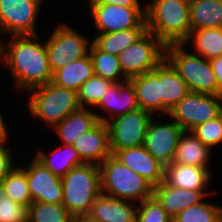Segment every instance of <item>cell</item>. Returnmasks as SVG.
I'll return each mask as SVG.
<instances>
[{"mask_svg":"<svg viewBox=\"0 0 222 222\" xmlns=\"http://www.w3.org/2000/svg\"><path fill=\"white\" fill-rule=\"evenodd\" d=\"M1 35H0V63H1V55H2V39H1Z\"/></svg>","mask_w":222,"mask_h":222,"instance_id":"7bdbcfd3","label":"cell"},{"mask_svg":"<svg viewBox=\"0 0 222 222\" xmlns=\"http://www.w3.org/2000/svg\"><path fill=\"white\" fill-rule=\"evenodd\" d=\"M95 108L100 110L99 113L95 111L98 121L104 123L117 116L139 109L132 84L129 81L112 83ZM102 110H104L106 116L102 115Z\"/></svg>","mask_w":222,"mask_h":222,"instance_id":"9a60e30c","label":"cell"},{"mask_svg":"<svg viewBox=\"0 0 222 222\" xmlns=\"http://www.w3.org/2000/svg\"><path fill=\"white\" fill-rule=\"evenodd\" d=\"M191 133L208 148L213 150L222 143V113L191 130Z\"/></svg>","mask_w":222,"mask_h":222,"instance_id":"e575fe53","label":"cell"},{"mask_svg":"<svg viewBox=\"0 0 222 222\" xmlns=\"http://www.w3.org/2000/svg\"><path fill=\"white\" fill-rule=\"evenodd\" d=\"M28 222H74L63 204L34 202L28 207Z\"/></svg>","mask_w":222,"mask_h":222,"instance_id":"1f68e13d","label":"cell"},{"mask_svg":"<svg viewBox=\"0 0 222 222\" xmlns=\"http://www.w3.org/2000/svg\"><path fill=\"white\" fill-rule=\"evenodd\" d=\"M222 206L202 201L189 206L172 219V222H221Z\"/></svg>","mask_w":222,"mask_h":222,"instance_id":"d6a6232c","label":"cell"},{"mask_svg":"<svg viewBox=\"0 0 222 222\" xmlns=\"http://www.w3.org/2000/svg\"><path fill=\"white\" fill-rule=\"evenodd\" d=\"M211 171V168L171 162L165 167L164 181L176 188L207 191L211 182Z\"/></svg>","mask_w":222,"mask_h":222,"instance_id":"44dd1931","label":"cell"},{"mask_svg":"<svg viewBox=\"0 0 222 222\" xmlns=\"http://www.w3.org/2000/svg\"><path fill=\"white\" fill-rule=\"evenodd\" d=\"M27 107L33 119H38L48 128H54L68 115L77 111L80 105L77 92L57 86L52 82L28 90Z\"/></svg>","mask_w":222,"mask_h":222,"instance_id":"3957f363","label":"cell"},{"mask_svg":"<svg viewBox=\"0 0 222 222\" xmlns=\"http://www.w3.org/2000/svg\"><path fill=\"white\" fill-rule=\"evenodd\" d=\"M190 0H150L145 4L147 31L165 46L183 44L191 33Z\"/></svg>","mask_w":222,"mask_h":222,"instance_id":"7a4b0ae2","label":"cell"},{"mask_svg":"<svg viewBox=\"0 0 222 222\" xmlns=\"http://www.w3.org/2000/svg\"><path fill=\"white\" fill-rule=\"evenodd\" d=\"M52 31L50 37L44 41L52 73L69 62L81 59L89 54L92 40L89 42V37L81 35L66 22L65 24L60 23Z\"/></svg>","mask_w":222,"mask_h":222,"instance_id":"52a82bcc","label":"cell"},{"mask_svg":"<svg viewBox=\"0 0 222 222\" xmlns=\"http://www.w3.org/2000/svg\"><path fill=\"white\" fill-rule=\"evenodd\" d=\"M98 34L112 33L133 28H147L145 5L124 7L114 4H88Z\"/></svg>","mask_w":222,"mask_h":222,"instance_id":"8fae6325","label":"cell"},{"mask_svg":"<svg viewBox=\"0 0 222 222\" xmlns=\"http://www.w3.org/2000/svg\"><path fill=\"white\" fill-rule=\"evenodd\" d=\"M136 205L101 193L86 216L96 222H136Z\"/></svg>","mask_w":222,"mask_h":222,"instance_id":"d6986e66","label":"cell"},{"mask_svg":"<svg viewBox=\"0 0 222 222\" xmlns=\"http://www.w3.org/2000/svg\"><path fill=\"white\" fill-rule=\"evenodd\" d=\"M63 205L75 218L86 216L101 194L99 165L84 163L71 169L62 178Z\"/></svg>","mask_w":222,"mask_h":222,"instance_id":"277c9868","label":"cell"},{"mask_svg":"<svg viewBox=\"0 0 222 222\" xmlns=\"http://www.w3.org/2000/svg\"><path fill=\"white\" fill-rule=\"evenodd\" d=\"M147 32V28H133L106 34H97L92 42L105 53L118 56Z\"/></svg>","mask_w":222,"mask_h":222,"instance_id":"f1b7e54d","label":"cell"},{"mask_svg":"<svg viewBox=\"0 0 222 222\" xmlns=\"http://www.w3.org/2000/svg\"><path fill=\"white\" fill-rule=\"evenodd\" d=\"M113 82L97 75L86 80L77 91V100L81 108L93 109L101 100Z\"/></svg>","mask_w":222,"mask_h":222,"instance_id":"836d02e7","label":"cell"},{"mask_svg":"<svg viewBox=\"0 0 222 222\" xmlns=\"http://www.w3.org/2000/svg\"><path fill=\"white\" fill-rule=\"evenodd\" d=\"M165 47L155 35L147 31L118 54L123 75L130 79L152 71L165 59Z\"/></svg>","mask_w":222,"mask_h":222,"instance_id":"ba28073f","label":"cell"},{"mask_svg":"<svg viewBox=\"0 0 222 222\" xmlns=\"http://www.w3.org/2000/svg\"><path fill=\"white\" fill-rule=\"evenodd\" d=\"M88 4H114L124 7H142L139 0H89Z\"/></svg>","mask_w":222,"mask_h":222,"instance_id":"ab89813d","label":"cell"},{"mask_svg":"<svg viewBox=\"0 0 222 222\" xmlns=\"http://www.w3.org/2000/svg\"><path fill=\"white\" fill-rule=\"evenodd\" d=\"M217 81V95H222V55L209 60Z\"/></svg>","mask_w":222,"mask_h":222,"instance_id":"f35d334b","label":"cell"},{"mask_svg":"<svg viewBox=\"0 0 222 222\" xmlns=\"http://www.w3.org/2000/svg\"><path fill=\"white\" fill-rule=\"evenodd\" d=\"M12 153L10 147L0 146V182L16 165L14 162L15 158L13 157L14 154L12 155Z\"/></svg>","mask_w":222,"mask_h":222,"instance_id":"74e56055","label":"cell"},{"mask_svg":"<svg viewBox=\"0 0 222 222\" xmlns=\"http://www.w3.org/2000/svg\"><path fill=\"white\" fill-rule=\"evenodd\" d=\"M22 166L16 163L0 183L5 190L6 197L17 204L29 207L32 203V197L28 188L26 170Z\"/></svg>","mask_w":222,"mask_h":222,"instance_id":"f546056e","label":"cell"},{"mask_svg":"<svg viewBox=\"0 0 222 222\" xmlns=\"http://www.w3.org/2000/svg\"><path fill=\"white\" fill-rule=\"evenodd\" d=\"M222 113V97L189 92L168 113L184 131H191L198 125L214 119Z\"/></svg>","mask_w":222,"mask_h":222,"instance_id":"9c48e42d","label":"cell"},{"mask_svg":"<svg viewBox=\"0 0 222 222\" xmlns=\"http://www.w3.org/2000/svg\"><path fill=\"white\" fill-rule=\"evenodd\" d=\"M153 117L150 112L139 108L109 120L106 124L112 155L118 150L143 145L148 125Z\"/></svg>","mask_w":222,"mask_h":222,"instance_id":"7c38bea8","label":"cell"},{"mask_svg":"<svg viewBox=\"0 0 222 222\" xmlns=\"http://www.w3.org/2000/svg\"><path fill=\"white\" fill-rule=\"evenodd\" d=\"M99 168L101 193L137 203L152 197L153 186L113 155L106 158Z\"/></svg>","mask_w":222,"mask_h":222,"instance_id":"5b68a950","label":"cell"},{"mask_svg":"<svg viewBox=\"0 0 222 222\" xmlns=\"http://www.w3.org/2000/svg\"><path fill=\"white\" fill-rule=\"evenodd\" d=\"M165 60L185 81L190 92L217 95V81L209 60L186 50V45L165 47Z\"/></svg>","mask_w":222,"mask_h":222,"instance_id":"8992f818","label":"cell"},{"mask_svg":"<svg viewBox=\"0 0 222 222\" xmlns=\"http://www.w3.org/2000/svg\"><path fill=\"white\" fill-rule=\"evenodd\" d=\"M6 121L4 120V116L2 115L0 111V146L1 147H7V142L9 141V130H7Z\"/></svg>","mask_w":222,"mask_h":222,"instance_id":"60d3db41","label":"cell"},{"mask_svg":"<svg viewBox=\"0 0 222 222\" xmlns=\"http://www.w3.org/2000/svg\"><path fill=\"white\" fill-rule=\"evenodd\" d=\"M74 222H96L90 219L88 216H78L74 218Z\"/></svg>","mask_w":222,"mask_h":222,"instance_id":"b9f144b4","label":"cell"},{"mask_svg":"<svg viewBox=\"0 0 222 222\" xmlns=\"http://www.w3.org/2000/svg\"><path fill=\"white\" fill-rule=\"evenodd\" d=\"M160 90L162 117L164 115L166 117L171 109L190 92L185 81L165 59L160 63Z\"/></svg>","mask_w":222,"mask_h":222,"instance_id":"7402d4cb","label":"cell"},{"mask_svg":"<svg viewBox=\"0 0 222 222\" xmlns=\"http://www.w3.org/2000/svg\"><path fill=\"white\" fill-rule=\"evenodd\" d=\"M113 156L144 177L153 187L164 181L165 167L141 146L116 151Z\"/></svg>","mask_w":222,"mask_h":222,"instance_id":"ac0fdd59","label":"cell"},{"mask_svg":"<svg viewBox=\"0 0 222 222\" xmlns=\"http://www.w3.org/2000/svg\"><path fill=\"white\" fill-rule=\"evenodd\" d=\"M154 118L156 116L148 125L143 147L166 167L173 160L178 141L184 130L173 119L164 123L163 121L156 122Z\"/></svg>","mask_w":222,"mask_h":222,"instance_id":"4fadbf2b","label":"cell"},{"mask_svg":"<svg viewBox=\"0 0 222 222\" xmlns=\"http://www.w3.org/2000/svg\"><path fill=\"white\" fill-rule=\"evenodd\" d=\"M96 113L88 108H79L60 121L53 129L61 144L72 145L81 134L89 131L98 123Z\"/></svg>","mask_w":222,"mask_h":222,"instance_id":"603a6c76","label":"cell"},{"mask_svg":"<svg viewBox=\"0 0 222 222\" xmlns=\"http://www.w3.org/2000/svg\"><path fill=\"white\" fill-rule=\"evenodd\" d=\"M39 37V34L10 36L7 43L2 39L1 63L12 74L17 91L26 93L52 80L45 42Z\"/></svg>","mask_w":222,"mask_h":222,"instance_id":"6da1fadb","label":"cell"},{"mask_svg":"<svg viewBox=\"0 0 222 222\" xmlns=\"http://www.w3.org/2000/svg\"><path fill=\"white\" fill-rule=\"evenodd\" d=\"M95 75L90 55L69 62L52 73L51 82L57 86L78 91L81 85Z\"/></svg>","mask_w":222,"mask_h":222,"instance_id":"484cf974","label":"cell"},{"mask_svg":"<svg viewBox=\"0 0 222 222\" xmlns=\"http://www.w3.org/2000/svg\"><path fill=\"white\" fill-rule=\"evenodd\" d=\"M95 75L113 83L128 81L123 75L118 56L101 51L93 42L89 49Z\"/></svg>","mask_w":222,"mask_h":222,"instance_id":"4dcf8cb0","label":"cell"},{"mask_svg":"<svg viewBox=\"0 0 222 222\" xmlns=\"http://www.w3.org/2000/svg\"><path fill=\"white\" fill-rule=\"evenodd\" d=\"M211 154L212 150L196 138L191 131H184L178 141L172 162L210 168Z\"/></svg>","mask_w":222,"mask_h":222,"instance_id":"cb8c5ba5","label":"cell"},{"mask_svg":"<svg viewBox=\"0 0 222 222\" xmlns=\"http://www.w3.org/2000/svg\"><path fill=\"white\" fill-rule=\"evenodd\" d=\"M0 222H28V207L13 202L5 196L0 183Z\"/></svg>","mask_w":222,"mask_h":222,"instance_id":"8d00e7d4","label":"cell"},{"mask_svg":"<svg viewBox=\"0 0 222 222\" xmlns=\"http://www.w3.org/2000/svg\"><path fill=\"white\" fill-rule=\"evenodd\" d=\"M193 45L195 54L211 60L222 55V28L191 29L184 44Z\"/></svg>","mask_w":222,"mask_h":222,"instance_id":"83f0119b","label":"cell"},{"mask_svg":"<svg viewBox=\"0 0 222 222\" xmlns=\"http://www.w3.org/2000/svg\"><path fill=\"white\" fill-rule=\"evenodd\" d=\"M191 29L222 28V0H190Z\"/></svg>","mask_w":222,"mask_h":222,"instance_id":"4316f807","label":"cell"},{"mask_svg":"<svg viewBox=\"0 0 222 222\" xmlns=\"http://www.w3.org/2000/svg\"><path fill=\"white\" fill-rule=\"evenodd\" d=\"M54 175L62 178L71 169L82 165L85 162L80 158L78 151L72 145L61 144L54 151L46 153L45 150L38 149L34 156Z\"/></svg>","mask_w":222,"mask_h":222,"instance_id":"d4e9b609","label":"cell"},{"mask_svg":"<svg viewBox=\"0 0 222 222\" xmlns=\"http://www.w3.org/2000/svg\"><path fill=\"white\" fill-rule=\"evenodd\" d=\"M132 84L140 109L162 115V97L160 90V64L150 72L128 79Z\"/></svg>","mask_w":222,"mask_h":222,"instance_id":"ffe728a7","label":"cell"},{"mask_svg":"<svg viewBox=\"0 0 222 222\" xmlns=\"http://www.w3.org/2000/svg\"><path fill=\"white\" fill-rule=\"evenodd\" d=\"M72 146L75 147L85 163L100 165L112 155L107 124L99 121L89 131L81 134Z\"/></svg>","mask_w":222,"mask_h":222,"instance_id":"e0dca14e","label":"cell"},{"mask_svg":"<svg viewBox=\"0 0 222 222\" xmlns=\"http://www.w3.org/2000/svg\"><path fill=\"white\" fill-rule=\"evenodd\" d=\"M136 222H172V218L152 196L138 203Z\"/></svg>","mask_w":222,"mask_h":222,"instance_id":"d590c367","label":"cell"},{"mask_svg":"<svg viewBox=\"0 0 222 222\" xmlns=\"http://www.w3.org/2000/svg\"><path fill=\"white\" fill-rule=\"evenodd\" d=\"M213 192L188 190L168 185L165 181L153 187L152 196L173 219L189 206L197 205Z\"/></svg>","mask_w":222,"mask_h":222,"instance_id":"2e32d148","label":"cell"},{"mask_svg":"<svg viewBox=\"0 0 222 222\" xmlns=\"http://www.w3.org/2000/svg\"><path fill=\"white\" fill-rule=\"evenodd\" d=\"M45 0H0V35H38L37 20Z\"/></svg>","mask_w":222,"mask_h":222,"instance_id":"30bf717a","label":"cell"},{"mask_svg":"<svg viewBox=\"0 0 222 222\" xmlns=\"http://www.w3.org/2000/svg\"><path fill=\"white\" fill-rule=\"evenodd\" d=\"M26 170L28 188L32 197V203L62 204V180L49 171L35 157L31 159Z\"/></svg>","mask_w":222,"mask_h":222,"instance_id":"5bb4252c","label":"cell"}]
</instances>
